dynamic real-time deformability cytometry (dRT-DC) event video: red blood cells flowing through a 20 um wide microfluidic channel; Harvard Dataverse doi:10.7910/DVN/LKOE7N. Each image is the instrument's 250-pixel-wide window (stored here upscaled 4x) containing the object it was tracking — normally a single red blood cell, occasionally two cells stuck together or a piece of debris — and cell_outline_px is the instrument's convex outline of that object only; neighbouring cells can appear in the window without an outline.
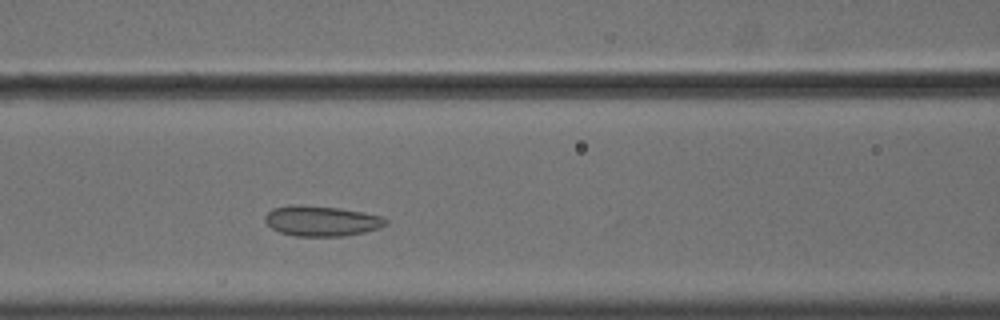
{"species": "common noctule bat (a hibernating species)", "species_latin": "Nyctalus noctula", "temperature_condition": "cold", "stored_images_in_passage": 19, "camera_frame_rate_fps": 3000, "um_per_image_px": 0.085, "animal": {"sex": "male", "body_mass_g": 18.8}, "frame": {"image": 1, "passage_image": 13, "time_ms": 4.0, "image_size_px": [1000, 320], "cell_outline_px": [[388, 224], [380, 228], [364, 232], [340, 236], [296, 236], [280, 232], [272, 228], [264, 220], [264, 216], [272, 208], [300, 204], [340, 208], [384, 216], [388, 220]], "centroid_in_image_um": [27.35, 18.77], "position_along_channel_um": 139.2, "area_um2": 21.39}}
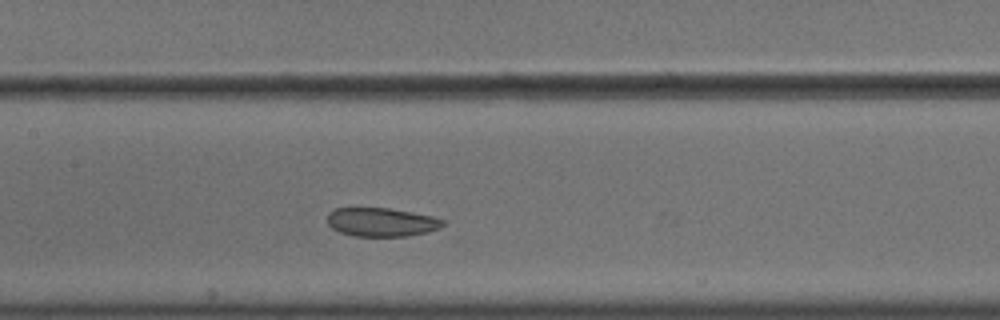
{"frame": {"image": 2, "passage_image": 16, "time_ms": 5.0, "image_size_px": [1000, 320], "cell_outline_px": [[444, 224], [440, 228], [428, 232], [408, 236], [352, 236], [340, 232], [332, 228], [328, 224], [328, 212], [336, 208], [388, 208], [432, 216], [444, 220]], "centroid_in_image_um": [32.42, 18.88], "position_along_channel_um": 175.0, "area_um2": 19.31}}